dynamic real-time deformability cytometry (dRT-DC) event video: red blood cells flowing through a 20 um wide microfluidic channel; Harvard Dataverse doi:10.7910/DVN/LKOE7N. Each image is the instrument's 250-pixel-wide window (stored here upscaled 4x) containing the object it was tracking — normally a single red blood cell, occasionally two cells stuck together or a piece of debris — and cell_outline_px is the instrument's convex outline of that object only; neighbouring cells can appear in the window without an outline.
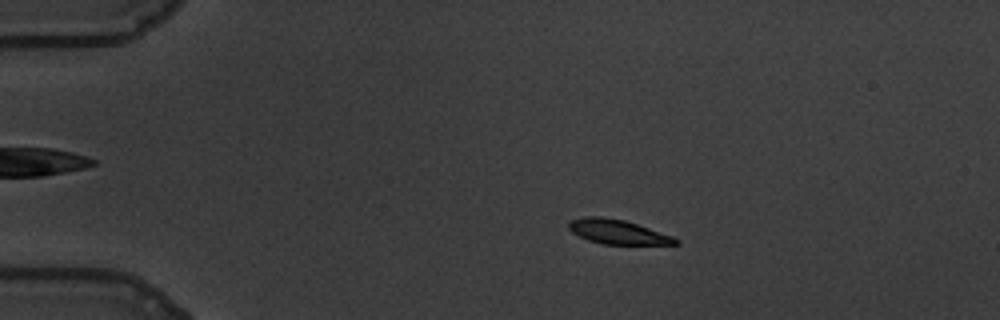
{"species": "common noctule bat (a hibernating species)", "species_latin": "Nyctalus noctula", "temperature_condition": "warm", "stored_images_in_passage": 60, "camera_frame_rate_fps": 3000, "um_per_image_px": 0.085, "animal": {"sex": "male", "body_mass_g": 19.5, "forearm_length_mm": 54.6}, "frame": {"image": 1, "passage_image": 12, "time_ms": 3.667, "image_size_px": [1000, 320], "cell_outline_px": [[680, 244], [604, 244], [588, 240], [572, 232], [568, 228], [568, 224], [572, 220], [584, 216], [600, 216], [624, 220], [672, 236], [680, 240]], "centroid_in_image_um": [52.49, 19.7], "position_along_channel_um": 32.5, "area_um2": 14.97}}
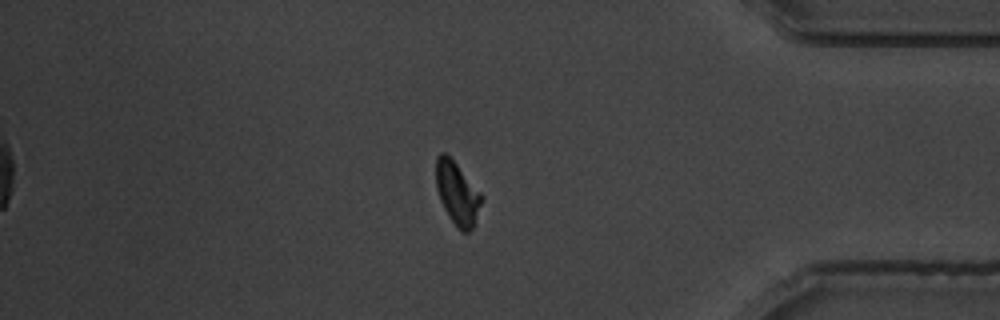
{"frame": {"image": 2, "passage_image": 51, "time_ms": 16.667, "image_size_px": [1000, 320], "cell_outline_px": [[480, 204], [472, 228], [468, 232], [460, 232], [448, 216], [440, 200], [436, 188], [436, 156], [440, 152], [444, 152], [456, 164], [480, 192]], "centroid_in_image_um": [38.81, 16.43], "position_along_channel_um": 396.4, "area_um2": 16.18}}
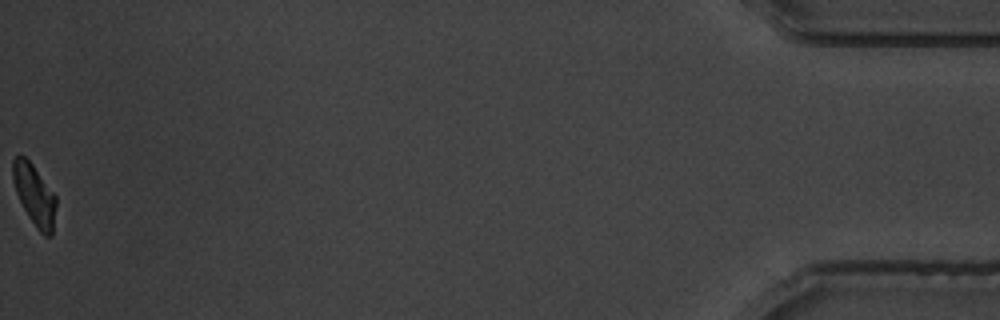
{"frame": {"image": 3, "passage_image": 60, "time_ms": 19.667, "image_size_px": [1000, 320], "cell_outline_px": [[56, 204], [52, 236], [44, 236], [36, 228], [24, 208], [16, 192], [12, 180], [12, 160], [16, 156], [24, 156], [32, 164], [56, 196]], "centroid_in_image_um": [2.92, 16.57], "position_along_channel_um": 432.3, "area_um2": 15.2}, "authors_computed_cell_mechanics": {"area_um2": 16.6175, "velocity_mm_per_s": 3.4406, "shape_relaxation_time_tau1_ms": 3.5615, "shape_relaxation_time_tau2_ms": 2.3164, "deformation_change_tau1": 0.1798, "deformation_change_tau2": 0.0859}}